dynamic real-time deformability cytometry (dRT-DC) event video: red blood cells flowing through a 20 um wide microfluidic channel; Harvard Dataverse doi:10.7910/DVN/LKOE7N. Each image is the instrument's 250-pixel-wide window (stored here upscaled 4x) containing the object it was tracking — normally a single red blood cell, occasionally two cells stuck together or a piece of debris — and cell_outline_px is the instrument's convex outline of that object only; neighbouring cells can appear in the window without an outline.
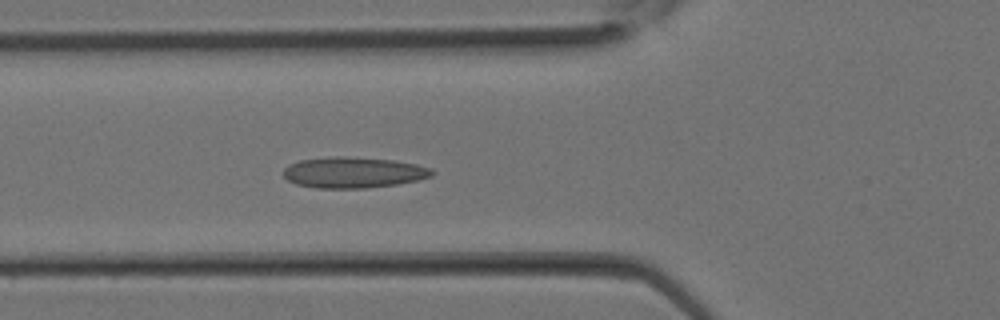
{"species": "Egyptian fruit bat (a non-hibernating species)", "species_latin": "Rousettus aegyptiacus", "temperature_condition": "room temperature", "stored_images_in_passage": 12, "camera_frame_rate_fps": 3000, "um_per_image_px": 0.085, "animal": {"sex": "female"}, "frame": {"image": 1, "passage_image": 10, "time_ms": 3.0, "image_size_px": [1000, 320], "cell_outline_px": [[436, 172], [432, 176], [416, 180], [396, 184], [364, 188], [316, 188], [296, 184], [288, 180], [284, 176], [284, 168], [288, 164], [300, 160], [328, 156], [348, 156], [396, 160], [416, 164], [432, 168]], "centroid_in_image_um": [30.04, 14.64], "position_along_channel_um": 95.8, "area_um2": 26.99}}
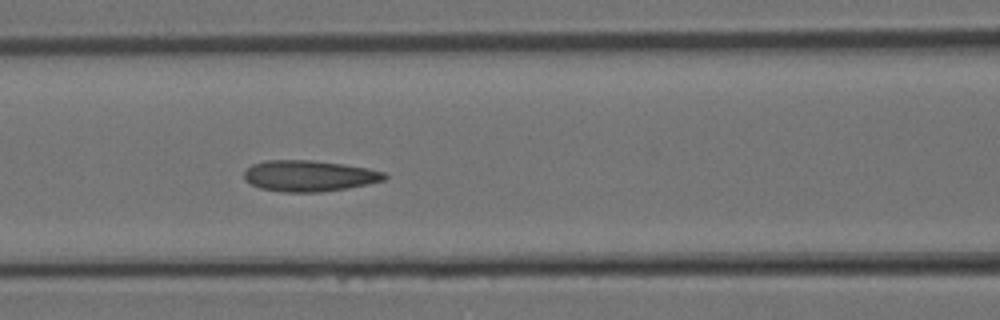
{"frame": {"image": 2, "passage_image": 12, "time_ms": 3.667, "image_size_px": [1000, 320], "cell_outline_px": [[388, 176], [384, 180], [368, 184], [348, 188], [320, 192], [284, 192], [260, 188], [244, 180], [244, 172], [252, 164], [264, 160], [312, 160], [344, 164], [368, 168], [384, 172]], "centroid_in_image_um": [26.28, 14.94], "position_along_channel_um": 140.3, "area_um2": 25.49}}